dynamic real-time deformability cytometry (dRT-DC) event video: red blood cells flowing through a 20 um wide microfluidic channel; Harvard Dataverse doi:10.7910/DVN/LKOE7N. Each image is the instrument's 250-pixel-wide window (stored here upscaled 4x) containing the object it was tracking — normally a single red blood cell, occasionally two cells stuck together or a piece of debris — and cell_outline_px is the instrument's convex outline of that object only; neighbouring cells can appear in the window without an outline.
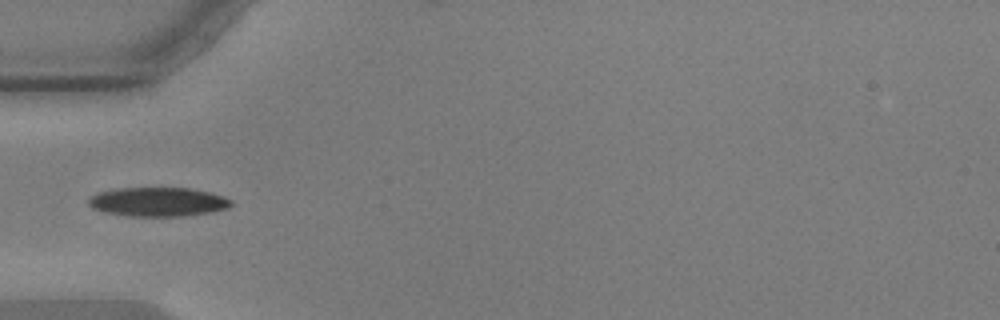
{"species": "common noctule bat (a hibernating species)", "species_latin": "Nyctalus noctula", "temperature_condition": "warm", "stored_images_in_passage": 39, "camera_frame_rate_fps": 3000, "um_per_image_px": 0.085, "animal": {"sex": "male", "body_mass_g": 17.9, "forearm_length_mm": 54.2}, "frame": {"image": 1, "passage_image": 1, "time_ms": 0.0, "image_size_px": [1000, 320], "cell_outline_px": [[232, 204], [228, 208], [208, 212], [184, 216], [132, 216], [104, 212], [92, 208], [88, 204], [88, 200], [92, 196], [100, 192], [116, 188], [188, 188], [208, 192], [224, 196], [232, 200]], "centroid_in_image_um": [13.43, 17.16], "position_along_channel_um": 71.6, "area_um2": 23.99}}
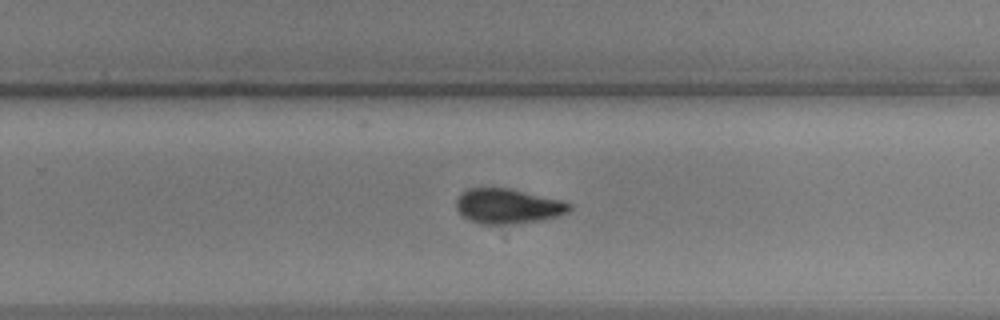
{"frame": {"image": 2, "passage_image": 19, "time_ms": 6.0, "image_size_px": [1000, 320], "cell_outline_px": [[572, 208], [568, 212], [560, 216], [540, 220], [508, 224], [480, 224], [468, 220], [456, 208], [456, 200], [468, 188], [508, 188], [564, 200], [572, 204]], "centroid_in_image_um": [43.21, 17.52], "position_along_channel_um": 286.6, "area_um2": 23.06}}
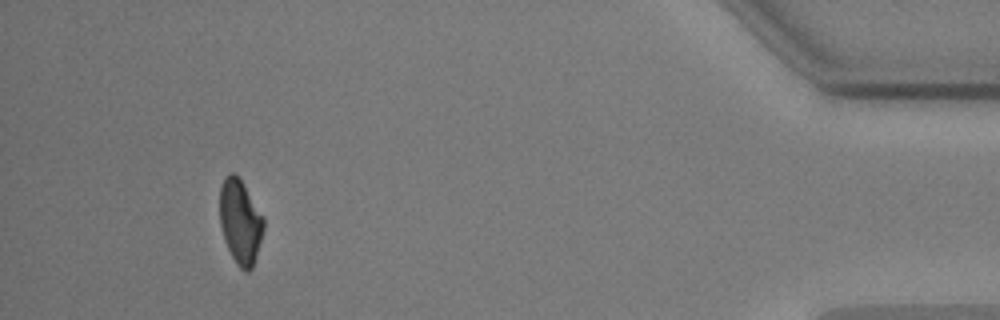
{"frame": {"image": 3, "passage_image": 35, "time_ms": 11.333, "image_size_px": [1000, 320], "cell_outline_px": [[264, 228], [256, 256], [252, 268], [248, 272], [244, 272], [236, 264], [224, 240], [220, 224], [220, 188], [224, 176], [228, 172], [232, 172], [240, 180], [264, 216]], "centroid_in_image_um": [20.42, 18.86], "position_along_channel_um": 414.8, "area_um2": 21.5}, "authors_computed_cell_mechanics": {"area_um2": 22.4264, "velocity_mm_per_s": 3.5803, "shape_relaxation_time_tau1_ms": null, "shape_relaxation_time_tau2_ms": 5.512, "deformation_change_tau1": null, "deformation_change_tau2": 0.0944}}